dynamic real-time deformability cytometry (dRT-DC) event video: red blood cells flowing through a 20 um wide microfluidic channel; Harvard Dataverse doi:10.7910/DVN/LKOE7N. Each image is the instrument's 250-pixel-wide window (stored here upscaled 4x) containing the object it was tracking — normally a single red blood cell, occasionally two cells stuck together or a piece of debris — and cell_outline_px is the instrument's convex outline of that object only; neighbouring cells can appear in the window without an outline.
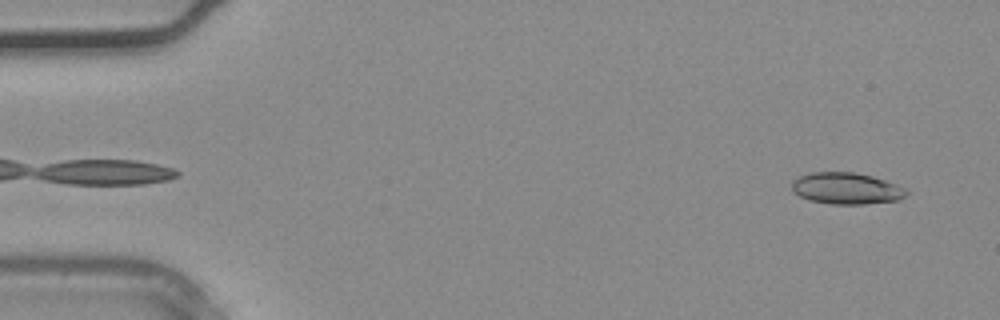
{"species": "common noctule bat (a hibernating species)", "species_latin": "Nyctalus noctula", "temperature_condition": "warm", "stored_images_in_passage": 11, "camera_frame_rate_fps": 3000, "um_per_image_px": 0.085, "animal": {"sex": "male", "body_mass_g": 20.4}, "frame": {"image": 1, "passage_image": 2, "time_ms": 0.333, "image_size_px": [1000, 320], "cell_outline_px": [[908, 192], [900, 200], [864, 204], [832, 204], [808, 200], [792, 192], [792, 180], [800, 176], [812, 172], [852, 172], [872, 176], [896, 184], [904, 188]], "centroid_in_image_um": [71.91, 16.02], "position_along_channel_um": 13.1, "area_um2": 21.04}}